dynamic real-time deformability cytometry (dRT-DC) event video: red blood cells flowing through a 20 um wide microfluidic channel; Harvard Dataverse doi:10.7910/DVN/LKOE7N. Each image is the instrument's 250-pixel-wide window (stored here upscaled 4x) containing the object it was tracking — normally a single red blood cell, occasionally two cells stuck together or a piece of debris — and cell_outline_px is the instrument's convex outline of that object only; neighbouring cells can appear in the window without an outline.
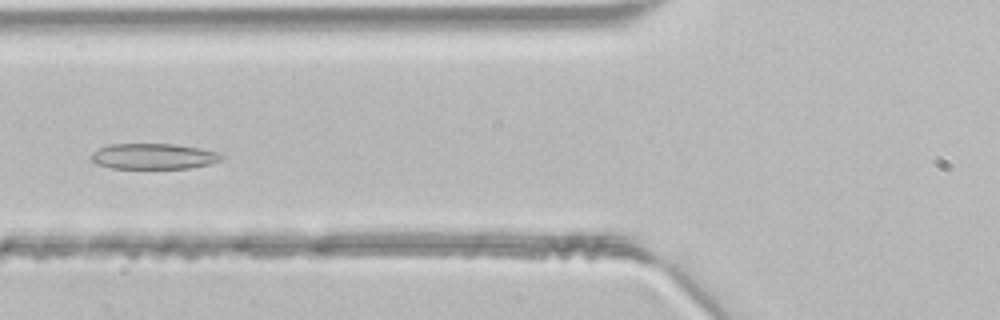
{"species": "common noctule bat (a hibernating species)", "species_latin": "Nyctalus noctula", "temperature_condition": "room temperature", "stored_images_in_passage": 49, "segment_of_instrument_passage": [1, 2], "camera_frame_rate_fps": 3000, "um_per_image_px": 0.085, "animal": {"sex": "male", "body_mass_g": 21.5, "forearm_length_mm": 52.0}, "frame": {"image": 1, "passage_image": 19, "time_ms": 6.0, "image_size_px": [1000, 320], "cell_outline_px": [[224, 156], [220, 160], [208, 164], [192, 168], [112, 168], [96, 164], [92, 160], [92, 152], [108, 144], [176, 144], [200, 148], [220, 152]], "centroid_in_image_um": [13.07, 13.28], "position_along_channel_um": 112.7, "area_um2": 19.48}}
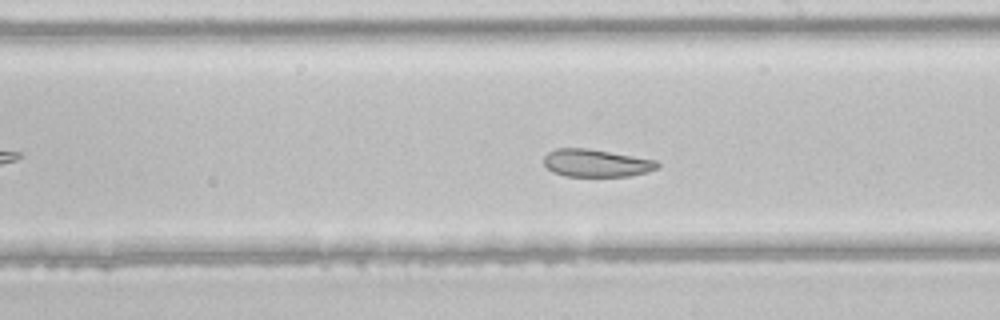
{"frame": {"image": 2, "passage_image": 28, "time_ms": 9.0, "image_size_px": [1000, 320], "cell_outline_px": [[660, 168], [648, 172], [632, 176], [564, 176], [552, 172], [544, 164], [544, 156], [548, 152], [556, 148], [588, 148], [656, 160], [660, 164]], "centroid_in_image_um": [50.7, 13.86], "position_along_channel_um": 238.3, "area_um2": 18.44}}
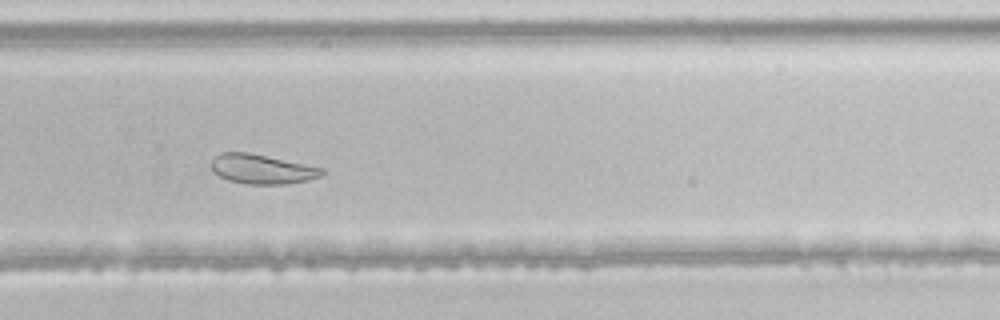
{"frame": {"image": 3, "passage_image": 33, "time_ms": 10.667, "image_size_px": [1000, 320], "cell_outline_px": [[324, 172], [320, 176], [308, 180], [288, 184], [244, 184], [228, 180], [212, 172], [208, 164], [220, 152], [248, 152], [324, 168]], "centroid_in_image_um": [22.21, 14.37], "position_along_channel_um": 307.6, "area_um2": 19.19}}